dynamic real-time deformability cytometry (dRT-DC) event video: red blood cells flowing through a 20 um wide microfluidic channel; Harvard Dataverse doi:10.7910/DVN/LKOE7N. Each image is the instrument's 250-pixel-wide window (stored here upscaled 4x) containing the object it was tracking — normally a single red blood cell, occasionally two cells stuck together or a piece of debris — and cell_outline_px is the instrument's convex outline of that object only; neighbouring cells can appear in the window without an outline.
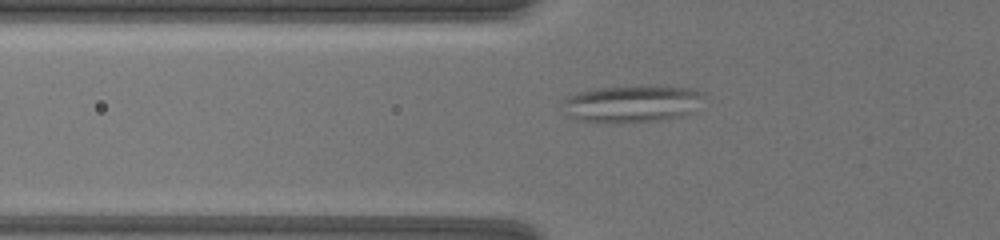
{"species": "common noctule bat (a hibernating species)", "species_latin": "Nyctalus noctula", "temperature_condition": "warm", "stored_images_in_passage": 45, "segment_of_instrument_passage": [1, 2], "camera_frame_rate_fps": 3000, "um_per_image_px": 0.085, "animal": {"sex": "female", "body_mass_g": 19.5, "forearm_length_mm": 54.1}, "frame": {"image": 1, "passage_image": 2, "time_ms": 0.333, "image_size_px": [1000, 240], "cell_outline_px": [[700, 92], [684, 112], [680, 116], [660, 120], [608, 124], [600, 124], [576, 120], [560, 112], [564, 100], [568, 96], [580, 92], [596, 88], [684, 88]], "centroid_in_image_um": [53.35, 8.89], "position_along_channel_um": 72.4, "area_um2": 28.9}}
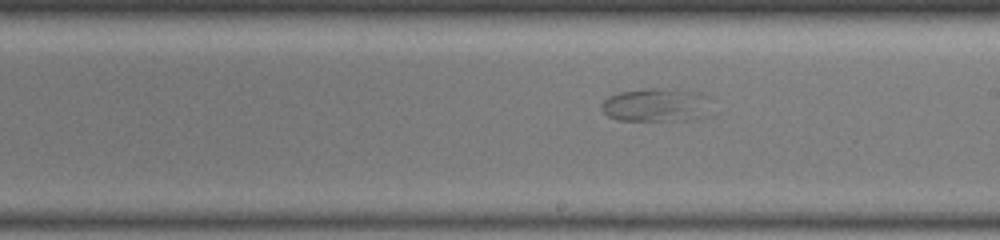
{"frame": {"image": 2, "passage_image": 20, "time_ms": 6.333, "image_size_px": [1000, 240], "cell_outline_px": [[704, 96], [696, 120], [616, 120], [608, 116], [600, 108], [600, 104], [608, 96], [620, 92], [644, 88], [660, 88], [704, 92]], "centroid_in_image_um": [55.55, 8.9], "position_along_channel_um": 233.5, "area_um2": 20.58}}
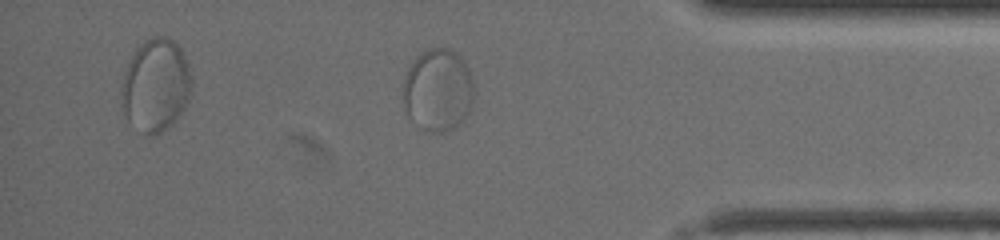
{"frame": {"image": 3, "passage_image": 40, "time_ms": 13.0, "image_size_px": [1000, 240], "cell_outline_px": [[472, 104], [468, 112], [452, 128], [444, 132], [428, 132], [408, 116], [404, 104], [404, 80], [408, 68], [416, 56], [420, 52], [428, 48], [448, 48], [456, 52], [460, 56], [468, 68], [472, 84]], "centroid_in_image_um": [37.2, 7.62], "position_along_channel_um": 398.0, "area_um2": 33.52}}